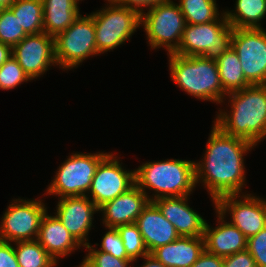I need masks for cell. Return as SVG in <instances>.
I'll return each mask as SVG.
<instances>
[{"label": "cell", "mask_w": 266, "mask_h": 267, "mask_svg": "<svg viewBox=\"0 0 266 267\" xmlns=\"http://www.w3.org/2000/svg\"><path fill=\"white\" fill-rule=\"evenodd\" d=\"M9 9L27 35L44 32L42 0H15Z\"/></svg>", "instance_id": "obj_25"}, {"label": "cell", "mask_w": 266, "mask_h": 267, "mask_svg": "<svg viewBox=\"0 0 266 267\" xmlns=\"http://www.w3.org/2000/svg\"><path fill=\"white\" fill-rule=\"evenodd\" d=\"M114 3L127 7L140 16L145 13V9H151L160 3H164L169 0H112Z\"/></svg>", "instance_id": "obj_35"}, {"label": "cell", "mask_w": 266, "mask_h": 267, "mask_svg": "<svg viewBox=\"0 0 266 267\" xmlns=\"http://www.w3.org/2000/svg\"><path fill=\"white\" fill-rule=\"evenodd\" d=\"M189 196L163 197L153 202L180 236L204 237L206 220L188 205Z\"/></svg>", "instance_id": "obj_16"}, {"label": "cell", "mask_w": 266, "mask_h": 267, "mask_svg": "<svg viewBox=\"0 0 266 267\" xmlns=\"http://www.w3.org/2000/svg\"><path fill=\"white\" fill-rule=\"evenodd\" d=\"M142 235L149 254L156 248L175 241L180 235L175 227L163 216L158 206L150 201L135 223Z\"/></svg>", "instance_id": "obj_18"}, {"label": "cell", "mask_w": 266, "mask_h": 267, "mask_svg": "<svg viewBox=\"0 0 266 267\" xmlns=\"http://www.w3.org/2000/svg\"><path fill=\"white\" fill-rule=\"evenodd\" d=\"M112 152L100 161L86 195L98 208L135 185V170H126ZM90 194V195H89Z\"/></svg>", "instance_id": "obj_13"}, {"label": "cell", "mask_w": 266, "mask_h": 267, "mask_svg": "<svg viewBox=\"0 0 266 267\" xmlns=\"http://www.w3.org/2000/svg\"><path fill=\"white\" fill-rule=\"evenodd\" d=\"M31 79L24 72L19 63L11 56L0 67V89L11 90L16 88L23 82H28Z\"/></svg>", "instance_id": "obj_31"}, {"label": "cell", "mask_w": 266, "mask_h": 267, "mask_svg": "<svg viewBox=\"0 0 266 267\" xmlns=\"http://www.w3.org/2000/svg\"><path fill=\"white\" fill-rule=\"evenodd\" d=\"M56 205L57 218L72 237L83 247L89 244L88 233L93 226V217L99 208L87 196L59 198Z\"/></svg>", "instance_id": "obj_15"}, {"label": "cell", "mask_w": 266, "mask_h": 267, "mask_svg": "<svg viewBox=\"0 0 266 267\" xmlns=\"http://www.w3.org/2000/svg\"><path fill=\"white\" fill-rule=\"evenodd\" d=\"M191 267H223V257L210 254L204 250Z\"/></svg>", "instance_id": "obj_37"}, {"label": "cell", "mask_w": 266, "mask_h": 267, "mask_svg": "<svg viewBox=\"0 0 266 267\" xmlns=\"http://www.w3.org/2000/svg\"><path fill=\"white\" fill-rule=\"evenodd\" d=\"M231 47L239 57L246 81L250 85L266 84V30L234 28Z\"/></svg>", "instance_id": "obj_11"}, {"label": "cell", "mask_w": 266, "mask_h": 267, "mask_svg": "<svg viewBox=\"0 0 266 267\" xmlns=\"http://www.w3.org/2000/svg\"><path fill=\"white\" fill-rule=\"evenodd\" d=\"M150 202L146 194L135 184L127 192L119 195L99 208L105 227L134 224L138 216Z\"/></svg>", "instance_id": "obj_17"}, {"label": "cell", "mask_w": 266, "mask_h": 267, "mask_svg": "<svg viewBox=\"0 0 266 267\" xmlns=\"http://www.w3.org/2000/svg\"><path fill=\"white\" fill-rule=\"evenodd\" d=\"M108 153H72L56 171L46 195L59 198L86 196L100 161Z\"/></svg>", "instance_id": "obj_7"}, {"label": "cell", "mask_w": 266, "mask_h": 267, "mask_svg": "<svg viewBox=\"0 0 266 267\" xmlns=\"http://www.w3.org/2000/svg\"><path fill=\"white\" fill-rule=\"evenodd\" d=\"M84 248L88 250V253L77 267H131L130 265L133 263L132 259H120L99 251L90 243Z\"/></svg>", "instance_id": "obj_30"}, {"label": "cell", "mask_w": 266, "mask_h": 267, "mask_svg": "<svg viewBox=\"0 0 266 267\" xmlns=\"http://www.w3.org/2000/svg\"><path fill=\"white\" fill-rule=\"evenodd\" d=\"M55 60L64 70L77 68L90 56L99 55L93 17L80 16L54 38Z\"/></svg>", "instance_id": "obj_9"}, {"label": "cell", "mask_w": 266, "mask_h": 267, "mask_svg": "<svg viewBox=\"0 0 266 267\" xmlns=\"http://www.w3.org/2000/svg\"><path fill=\"white\" fill-rule=\"evenodd\" d=\"M12 56V48L0 42V67Z\"/></svg>", "instance_id": "obj_38"}, {"label": "cell", "mask_w": 266, "mask_h": 267, "mask_svg": "<svg viewBox=\"0 0 266 267\" xmlns=\"http://www.w3.org/2000/svg\"><path fill=\"white\" fill-rule=\"evenodd\" d=\"M178 2L186 24H204L217 21L222 16L216 0H179Z\"/></svg>", "instance_id": "obj_27"}, {"label": "cell", "mask_w": 266, "mask_h": 267, "mask_svg": "<svg viewBox=\"0 0 266 267\" xmlns=\"http://www.w3.org/2000/svg\"><path fill=\"white\" fill-rule=\"evenodd\" d=\"M12 56L31 80L56 66L54 37L45 32L30 34L12 48Z\"/></svg>", "instance_id": "obj_14"}, {"label": "cell", "mask_w": 266, "mask_h": 267, "mask_svg": "<svg viewBox=\"0 0 266 267\" xmlns=\"http://www.w3.org/2000/svg\"><path fill=\"white\" fill-rule=\"evenodd\" d=\"M47 212L41 219L37 240L58 262L61 257L71 255L72 252L80 249L81 245L72 237L56 215H48Z\"/></svg>", "instance_id": "obj_20"}, {"label": "cell", "mask_w": 266, "mask_h": 267, "mask_svg": "<svg viewBox=\"0 0 266 267\" xmlns=\"http://www.w3.org/2000/svg\"><path fill=\"white\" fill-rule=\"evenodd\" d=\"M108 231L102 237L100 249L104 253L113 255L116 258L120 259H131L125 250L123 241L118 233L117 228L114 227H105Z\"/></svg>", "instance_id": "obj_32"}, {"label": "cell", "mask_w": 266, "mask_h": 267, "mask_svg": "<svg viewBox=\"0 0 266 267\" xmlns=\"http://www.w3.org/2000/svg\"><path fill=\"white\" fill-rule=\"evenodd\" d=\"M235 9L224 11L233 28H263L261 21L266 15V0H236Z\"/></svg>", "instance_id": "obj_23"}, {"label": "cell", "mask_w": 266, "mask_h": 267, "mask_svg": "<svg viewBox=\"0 0 266 267\" xmlns=\"http://www.w3.org/2000/svg\"><path fill=\"white\" fill-rule=\"evenodd\" d=\"M102 9L92 12L95 26V39L99 54L113 51L128 41L141 26V16L112 0Z\"/></svg>", "instance_id": "obj_6"}, {"label": "cell", "mask_w": 266, "mask_h": 267, "mask_svg": "<svg viewBox=\"0 0 266 267\" xmlns=\"http://www.w3.org/2000/svg\"><path fill=\"white\" fill-rule=\"evenodd\" d=\"M217 226L211 227L207 222L204 231L205 250L213 255L226 257L247 249V238L239 229L226 222L225 217L214 209Z\"/></svg>", "instance_id": "obj_19"}, {"label": "cell", "mask_w": 266, "mask_h": 267, "mask_svg": "<svg viewBox=\"0 0 266 267\" xmlns=\"http://www.w3.org/2000/svg\"><path fill=\"white\" fill-rule=\"evenodd\" d=\"M186 22L173 0L160 3L141 15V25L151 49L164 48L173 54L181 41Z\"/></svg>", "instance_id": "obj_8"}, {"label": "cell", "mask_w": 266, "mask_h": 267, "mask_svg": "<svg viewBox=\"0 0 266 267\" xmlns=\"http://www.w3.org/2000/svg\"><path fill=\"white\" fill-rule=\"evenodd\" d=\"M134 170L135 184L152 202L163 197L190 196L197 185L195 161L165 159L142 163ZM146 189L154 191L153 196Z\"/></svg>", "instance_id": "obj_3"}, {"label": "cell", "mask_w": 266, "mask_h": 267, "mask_svg": "<svg viewBox=\"0 0 266 267\" xmlns=\"http://www.w3.org/2000/svg\"><path fill=\"white\" fill-rule=\"evenodd\" d=\"M168 57L171 79L180 89L199 100L224 102L227 93L221 85L216 60L175 53Z\"/></svg>", "instance_id": "obj_4"}, {"label": "cell", "mask_w": 266, "mask_h": 267, "mask_svg": "<svg viewBox=\"0 0 266 267\" xmlns=\"http://www.w3.org/2000/svg\"><path fill=\"white\" fill-rule=\"evenodd\" d=\"M15 0H0V9L9 8Z\"/></svg>", "instance_id": "obj_40"}, {"label": "cell", "mask_w": 266, "mask_h": 267, "mask_svg": "<svg viewBox=\"0 0 266 267\" xmlns=\"http://www.w3.org/2000/svg\"><path fill=\"white\" fill-rule=\"evenodd\" d=\"M255 147L246 139L230 136L213 124L204 157L195 161V180L208 189L213 204L225 195L245 194L244 155Z\"/></svg>", "instance_id": "obj_1"}, {"label": "cell", "mask_w": 266, "mask_h": 267, "mask_svg": "<svg viewBox=\"0 0 266 267\" xmlns=\"http://www.w3.org/2000/svg\"><path fill=\"white\" fill-rule=\"evenodd\" d=\"M234 28L224 14L217 21L204 24H186L178 49L180 56H203L217 60L231 46Z\"/></svg>", "instance_id": "obj_5"}, {"label": "cell", "mask_w": 266, "mask_h": 267, "mask_svg": "<svg viewBox=\"0 0 266 267\" xmlns=\"http://www.w3.org/2000/svg\"><path fill=\"white\" fill-rule=\"evenodd\" d=\"M142 259L144 260V264L140 267H166L151 254L143 256Z\"/></svg>", "instance_id": "obj_39"}, {"label": "cell", "mask_w": 266, "mask_h": 267, "mask_svg": "<svg viewBox=\"0 0 266 267\" xmlns=\"http://www.w3.org/2000/svg\"><path fill=\"white\" fill-rule=\"evenodd\" d=\"M27 34L9 8L0 9V42L13 48Z\"/></svg>", "instance_id": "obj_29"}, {"label": "cell", "mask_w": 266, "mask_h": 267, "mask_svg": "<svg viewBox=\"0 0 266 267\" xmlns=\"http://www.w3.org/2000/svg\"><path fill=\"white\" fill-rule=\"evenodd\" d=\"M226 96L231 110L220 109L214 124L227 135L257 146L266 138V84L250 85Z\"/></svg>", "instance_id": "obj_2"}, {"label": "cell", "mask_w": 266, "mask_h": 267, "mask_svg": "<svg viewBox=\"0 0 266 267\" xmlns=\"http://www.w3.org/2000/svg\"><path fill=\"white\" fill-rule=\"evenodd\" d=\"M216 62L220 82L226 93L242 90L250 86L244 76L239 57L231 46Z\"/></svg>", "instance_id": "obj_24"}, {"label": "cell", "mask_w": 266, "mask_h": 267, "mask_svg": "<svg viewBox=\"0 0 266 267\" xmlns=\"http://www.w3.org/2000/svg\"><path fill=\"white\" fill-rule=\"evenodd\" d=\"M247 250L252 255L256 267H266V227L247 239Z\"/></svg>", "instance_id": "obj_33"}, {"label": "cell", "mask_w": 266, "mask_h": 267, "mask_svg": "<svg viewBox=\"0 0 266 267\" xmlns=\"http://www.w3.org/2000/svg\"><path fill=\"white\" fill-rule=\"evenodd\" d=\"M0 267H19L14 246L0 240Z\"/></svg>", "instance_id": "obj_36"}, {"label": "cell", "mask_w": 266, "mask_h": 267, "mask_svg": "<svg viewBox=\"0 0 266 267\" xmlns=\"http://www.w3.org/2000/svg\"><path fill=\"white\" fill-rule=\"evenodd\" d=\"M123 241L127 255L136 262L138 258H142L149 254L145 247L142 235L138 226L134 224L120 225L116 227Z\"/></svg>", "instance_id": "obj_28"}, {"label": "cell", "mask_w": 266, "mask_h": 267, "mask_svg": "<svg viewBox=\"0 0 266 267\" xmlns=\"http://www.w3.org/2000/svg\"><path fill=\"white\" fill-rule=\"evenodd\" d=\"M46 211L42 199H13L1 218L0 240L14 243L37 239Z\"/></svg>", "instance_id": "obj_10"}, {"label": "cell", "mask_w": 266, "mask_h": 267, "mask_svg": "<svg viewBox=\"0 0 266 267\" xmlns=\"http://www.w3.org/2000/svg\"><path fill=\"white\" fill-rule=\"evenodd\" d=\"M223 267H256V264L250 252L245 249L223 257Z\"/></svg>", "instance_id": "obj_34"}, {"label": "cell", "mask_w": 266, "mask_h": 267, "mask_svg": "<svg viewBox=\"0 0 266 267\" xmlns=\"http://www.w3.org/2000/svg\"><path fill=\"white\" fill-rule=\"evenodd\" d=\"M44 32L56 37L66 30L79 16L80 0H42Z\"/></svg>", "instance_id": "obj_22"}, {"label": "cell", "mask_w": 266, "mask_h": 267, "mask_svg": "<svg viewBox=\"0 0 266 267\" xmlns=\"http://www.w3.org/2000/svg\"><path fill=\"white\" fill-rule=\"evenodd\" d=\"M205 250L204 237L179 236L151 255L166 267H191Z\"/></svg>", "instance_id": "obj_21"}, {"label": "cell", "mask_w": 266, "mask_h": 267, "mask_svg": "<svg viewBox=\"0 0 266 267\" xmlns=\"http://www.w3.org/2000/svg\"><path fill=\"white\" fill-rule=\"evenodd\" d=\"M239 198V199H238ZM214 208L235 225L248 239L266 227V199L254 194L225 195L215 201Z\"/></svg>", "instance_id": "obj_12"}, {"label": "cell", "mask_w": 266, "mask_h": 267, "mask_svg": "<svg viewBox=\"0 0 266 267\" xmlns=\"http://www.w3.org/2000/svg\"><path fill=\"white\" fill-rule=\"evenodd\" d=\"M13 244L19 267H55L58 264L37 239Z\"/></svg>", "instance_id": "obj_26"}]
</instances>
